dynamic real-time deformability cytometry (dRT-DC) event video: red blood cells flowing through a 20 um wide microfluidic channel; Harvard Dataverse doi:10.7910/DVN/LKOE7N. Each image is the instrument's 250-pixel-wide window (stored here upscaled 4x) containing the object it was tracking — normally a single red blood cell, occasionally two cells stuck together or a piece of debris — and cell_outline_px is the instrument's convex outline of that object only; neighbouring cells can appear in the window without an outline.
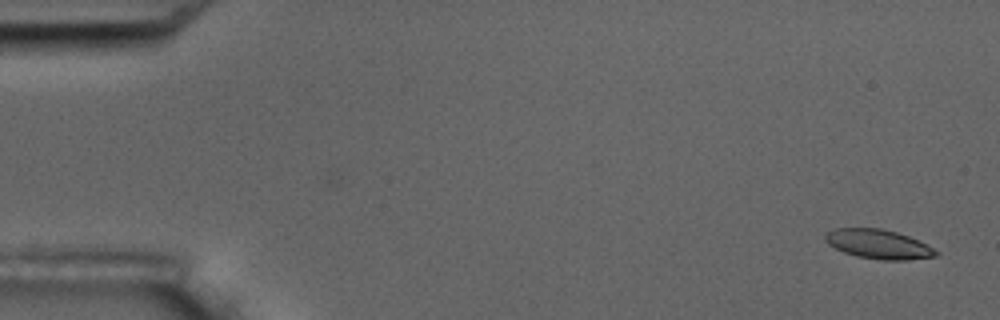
{"species": "common noctule bat (a hibernating species)", "species_latin": "Nyctalus noctula", "temperature_condition": "room temperature", "stored_images_in_passage": 5, "camera_frame_rate_fps": 3000, "um_per_image_px": 0.085, "animal": {"sex": "male", "body_mass_g": 17.5, "forearm_length_mm": 52.3}, "frame": {"image": 1, "passage_image": 1, "time_ms": 0.0, "image_size_px": [1000, 320], "cell_outline_px": [[940, 252], [936, 256], [908, 260], [880, 260], [856, 256], [844, 252], [828, 244], [824, 240], [824, 236], [828, 232], [836, 228], [880, 228], [896, 232], [908, 236]], "centroid_in_image_um": [74.64, 20.76], "position_along_channel_um": 10.4, "area_um2": 18.73}}